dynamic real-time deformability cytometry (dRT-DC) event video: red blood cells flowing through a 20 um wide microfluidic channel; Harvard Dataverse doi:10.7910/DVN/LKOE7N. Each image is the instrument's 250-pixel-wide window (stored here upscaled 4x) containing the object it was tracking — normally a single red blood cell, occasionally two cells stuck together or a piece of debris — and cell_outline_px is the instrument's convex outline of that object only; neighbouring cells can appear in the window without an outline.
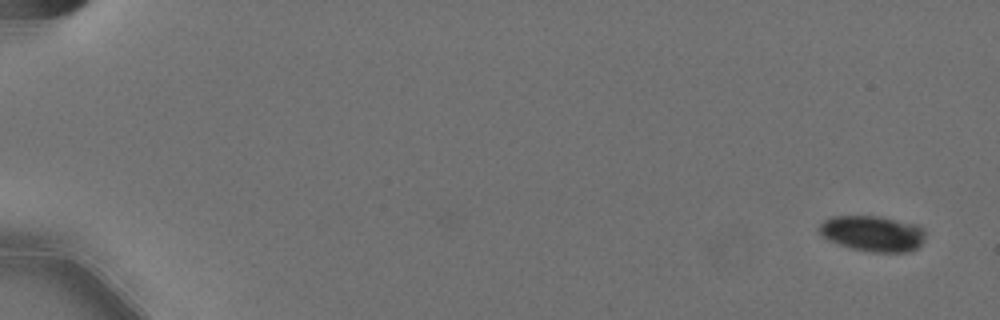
{"species": "Egyptian fruit bat (a non-hibernating species)", "species_latin": "Rousettus aegyptiacus", "temperature_condition": "cold", "stored_images_in_passage": 3, "camera_frame_rate_fps": 3000, "um_per_image_px": 0.085, "animal": {"sex": "female"}, "frame": {"image": 1, "passage_image": 3, "time_ms": 0.667, "image_size_px": [1000, 320], "cell_outline_px": [[924, 240], [916, 248], [908, 252], [872, 252], [852, 248], [828, 240], [820, 236], [816, 228], [824, 220], [832, 216], [876, 216], [916, 224], [924, 232]], "centroid_in_image_um": [74.11, 19.85], "position_along_channel_um": 10.9, "area_um2": 22.02}}